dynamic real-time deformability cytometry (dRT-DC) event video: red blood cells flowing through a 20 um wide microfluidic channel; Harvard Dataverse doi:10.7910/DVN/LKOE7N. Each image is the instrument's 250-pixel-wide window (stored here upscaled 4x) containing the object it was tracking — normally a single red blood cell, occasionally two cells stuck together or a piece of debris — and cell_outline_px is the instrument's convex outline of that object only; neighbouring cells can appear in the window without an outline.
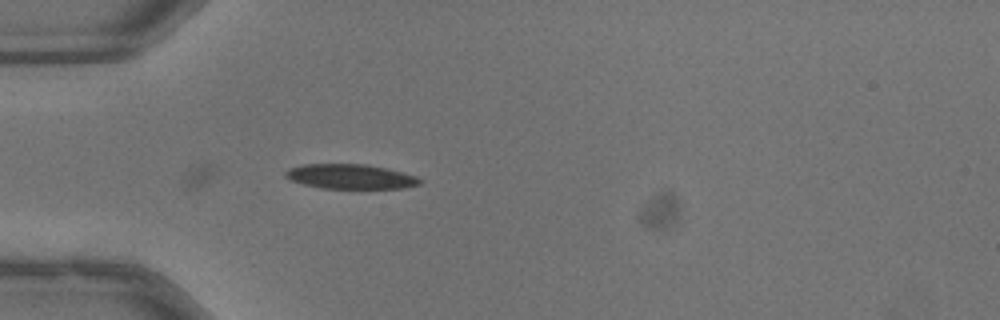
{"species": "common noctule bat (a hibernating species)", "species_latin": "Nyctalus noctula", "temperature_condition": "warm", "stored_images_in_passage": 20, "camera_frame_rate_fps": 3000, "um_per_image_px": 0.085, "animal": {"sex": "male", "body_mass_g": 13.3}, "frame": {"image": 1, "passage_image": 1, "time_ms": 0.0, "image_size_px": [1000, 320], "cell_outline_px": [[420, 184], [404, 188], [320, 188], [304, 184], [292, 180], [284, 176], [284, 172], [288, 168], [304, 164], [368, 164], [388, 168], [416, 176], [420, 180]], "centroid_in_image_um": [29.77, 14.99], "position_along_channel_um": 55.2, "area_um2": 19.31}}
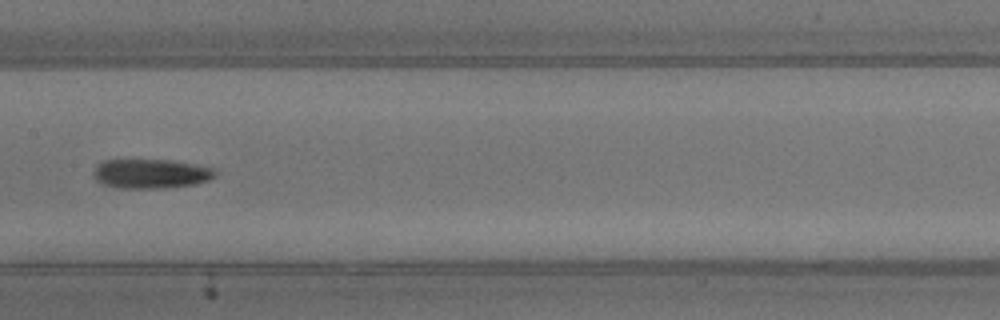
{"frame": {"image": 2, "passage_image": 12, "time_ms": 3.667, "image_size_px": [1000, 320], "cell_outline_px": [[216, 176], [208, 180], [196, 184], [164, 188], [120, 188], [104, 184], [96, 180], [96, 168], [104, 160], [168, 160], [196, 164], [216, 168]], "centroid_in_image_um": [12.92, 14.76], "position_along_channel_um": 194.5, "area_um2": 20.63}}
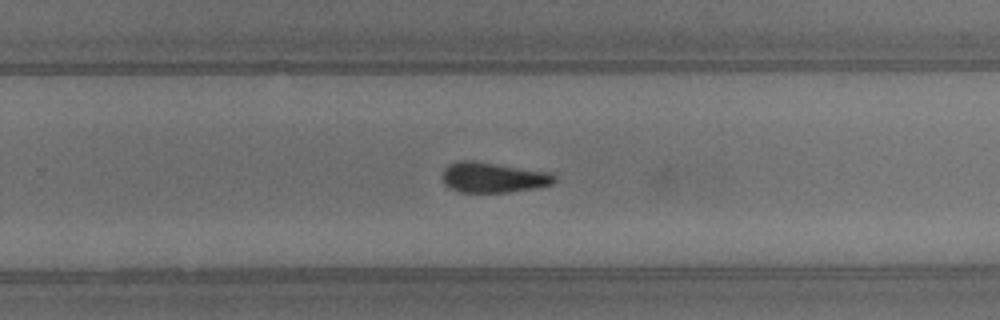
{"frame": {"image": 3, "passage_image": 19, "time_ms": 6.0, "image_size_px": [1000, 320], "cell_outline_px": [[556, 180], [552, 184], [536, 188], [508, 192], [460, 192], [444, 184], [444, 168], [448, 164], [456, 160], [476, 160], [552, 172], [556, 176]], "centroid_in_image_um": [41.95, 15.06], "position_along_channel_um": 287.8, "area_um2": 20.06}}